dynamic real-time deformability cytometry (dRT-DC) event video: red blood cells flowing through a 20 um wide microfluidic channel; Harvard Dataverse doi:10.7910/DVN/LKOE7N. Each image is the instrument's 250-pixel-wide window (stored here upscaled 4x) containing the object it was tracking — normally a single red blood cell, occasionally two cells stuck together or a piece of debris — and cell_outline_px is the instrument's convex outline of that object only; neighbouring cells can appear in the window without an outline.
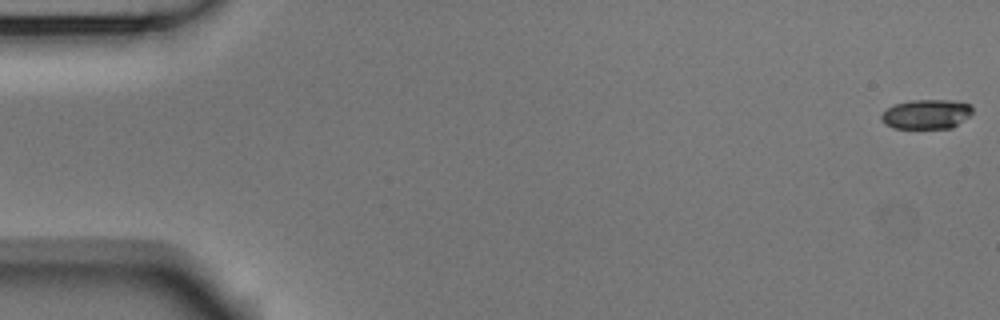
{"species": "Egyptian fruit bat (a non-hibernating species)", "species_latin": "Rousettus aegyptiacus", "temperature_condition": "room temperature", "stored_images_in_passage": 56, "segment_of_instrument_passage": [1, 2], "camera_frame_rate_fps": 3000, "um_per_image_px": 0.085, "animal": {"sex": "male"}, "frame": {"image": 1, "passage_image": 1, "time_ms": 0.0, "image_size_px": [1000, 320], "cell_outline_px": [[972, 112], [968, 116], [952, 128], [892, 128], [884, 124], [880, 120], [880, 116], [888, 108], [896, 104], [912, 100], [952, 100], [972, 104]], "centroid_in_image_um": [78.74, 9.7], "position_along_channel_um": 6.3, "area_um2": 15.66}}
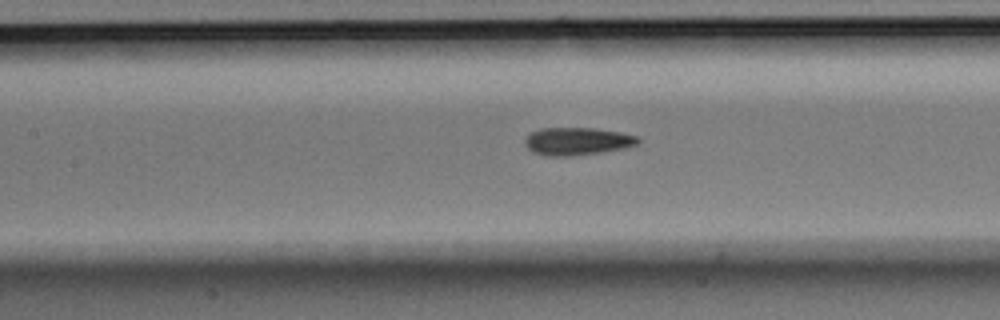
{"frame": {"image": 2, "passage_image": 25, "time_ms": 8.0, "image_size_px": [1000, 320], "cell_outline_px": [[640, 140], [636, 144], [624, 148], [600, 152], [568, 156], [548, 156], [532, 152], [524, 144], [524, 140], [528, 132], [540, 128], [592, 128], [620, 132], [640, 136]], "centroid_in_image_um": [49.02, 12.0], "position_along_channel_um": 158.4, "area_um2": 18.32}}
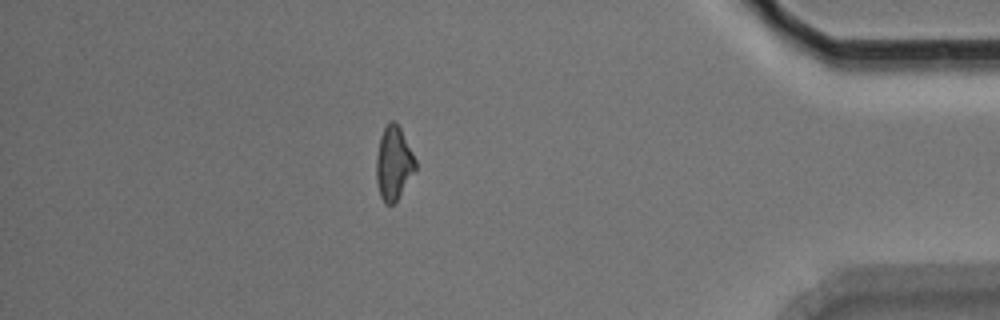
{"frame": {"image": 3, "passage_image": 48, "time_ms": 15.667, "image_size_px": [1000, 320], "cell_outline_px": [[416, 168], [396, 200], [392, 204], [384, 204], [380, 196], [376, 180], [376, 156], [380, 136], [388, 120], [392, 120], [400, 128], [416, 160]], "centroid_in_image_um": [33.43, 13.86], "position_along_channel_um": 401.8, "area_um2": 16.53}}